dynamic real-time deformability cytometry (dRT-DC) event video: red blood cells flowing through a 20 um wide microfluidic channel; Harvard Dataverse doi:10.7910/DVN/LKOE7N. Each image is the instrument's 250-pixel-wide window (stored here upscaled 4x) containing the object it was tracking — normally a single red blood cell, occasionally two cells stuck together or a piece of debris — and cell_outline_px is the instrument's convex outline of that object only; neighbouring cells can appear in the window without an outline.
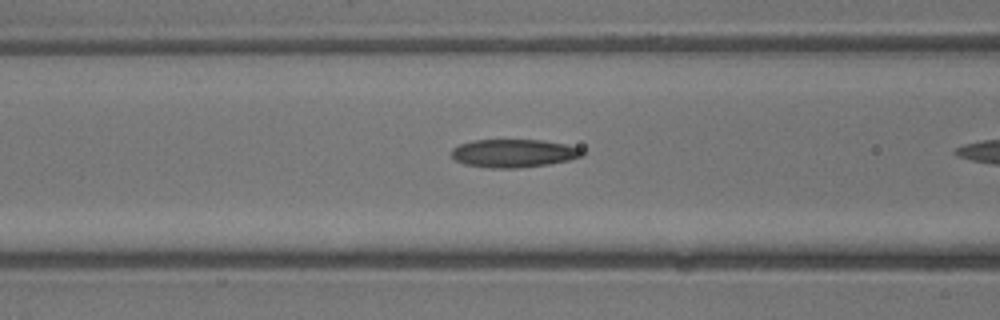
{"species": "common noctule bat (a hibernating species)", "species_latin": "Nyctalus noctula", "temperature_condition": "warm", "stored_images_in_passage": 7, "camera_frame_rate_fps": 3000, "um_per_image_px": 0.085, "animal": {"sex": "male", "body_mass_g": 13.3}, "frame": {"image": 1, "passage_image": 7, "time_ms": 2.0, "image_size_px": [1000, 320], "cell_outline_px": [[584, 156], [568, 160], [548, 164], [516, 168], [488, 168], [464, 164], [456, 160], [452, 156], [452, 148], [460, 144], [472, 140], [544, 140], [568, 144], [584, 148]], "centroid_in_image_um": [43.71, 13.02], "position_along_channel_um": 122.9, "area_um2": 21.68}}